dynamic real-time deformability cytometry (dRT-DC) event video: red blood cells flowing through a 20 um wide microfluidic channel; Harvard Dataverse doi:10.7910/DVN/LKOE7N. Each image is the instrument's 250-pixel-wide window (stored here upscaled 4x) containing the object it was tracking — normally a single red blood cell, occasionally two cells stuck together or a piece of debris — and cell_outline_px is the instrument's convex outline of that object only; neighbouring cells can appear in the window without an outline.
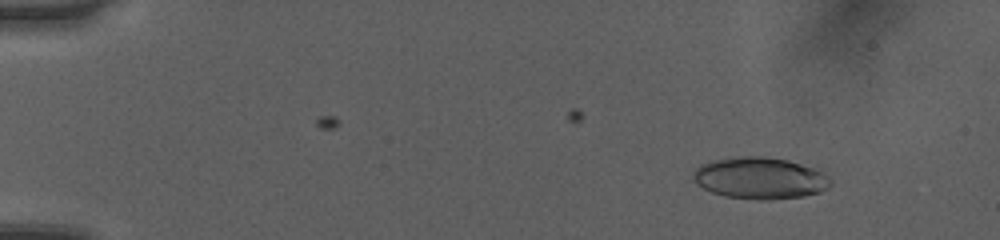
{"species": "human", "species_latin": "Homo sapiens", "temperature_condition": "room temperature", "stored_images_in_passage": 52, "camera_frame_rate_fps": 3000, "um_per_image_px": 0.085, "donor": {"sex": "female"}, "frame": {"image": 1, "passage_image": 7, "time_ms": 2.0, "image_size_px": [1000, 240], "cell_outline_px": [[832, 184], [828, 188], [820, 192], [804, 196], [764, 200], [760, 200], [724, 196], [712, 192], [696, 184], [692, 176], [692, 172], [700, 164], [732, 156], [764, 156], [788, 160], [812, 168], [828, 176], [832, 180]], "centroid_in_image_um": [64.57, 15.14], "position_along_channel_um": 20.4, "area_um2": 33.41}}
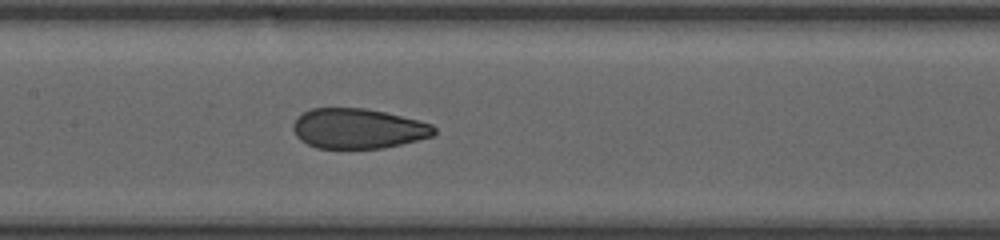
{"frame": {"image": 2, "passage_image": 27, "time_ms": 8.667, "image_size_px": [1000, 240], "cell_outline_px": [[436, 132], [432, 136], [384, 148], [316, 148], [300, 140], [296, 136], [292, 128], [292, 124], [296, 116], [312, 108], [364, 108], [384, 112], [420, 120], [432, 124], [436, 128]], "centroid_in_image_um": [30.41, 10.92], "position_along_channel_um": 177.0, "area_um2": 33.0}}
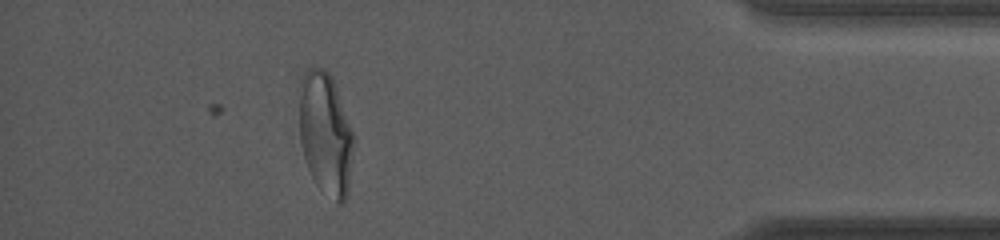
{"frame": {"image": 3, "passage_image": 47, "time_ms": 15.333, "image_size_px": [1000, 240], "cell_outline_px": [[356, 140], [348, 192], [344, 204], [336, 204], [316, 184], [308, 168], [304, 156], [300, 140], [300, 80], [308, 68], [324, 68], [332, 76], [356, 136]], "centroid_in_image_um": [27.72, 11.4], "position_along_channel_um": 407.5, "area_um2": 39.59}, "authors_computed_cell_mechanics": {"area_um2": 34.1598, "velocity_mm_per_s": 4.0779, "shape_relaxation_time_tau1_ms": null, "shape_relaxation_time_tau2_ms": 1.0696, "deformation_change_tau1": null, "deformation_change_tau2": 0.0744}}